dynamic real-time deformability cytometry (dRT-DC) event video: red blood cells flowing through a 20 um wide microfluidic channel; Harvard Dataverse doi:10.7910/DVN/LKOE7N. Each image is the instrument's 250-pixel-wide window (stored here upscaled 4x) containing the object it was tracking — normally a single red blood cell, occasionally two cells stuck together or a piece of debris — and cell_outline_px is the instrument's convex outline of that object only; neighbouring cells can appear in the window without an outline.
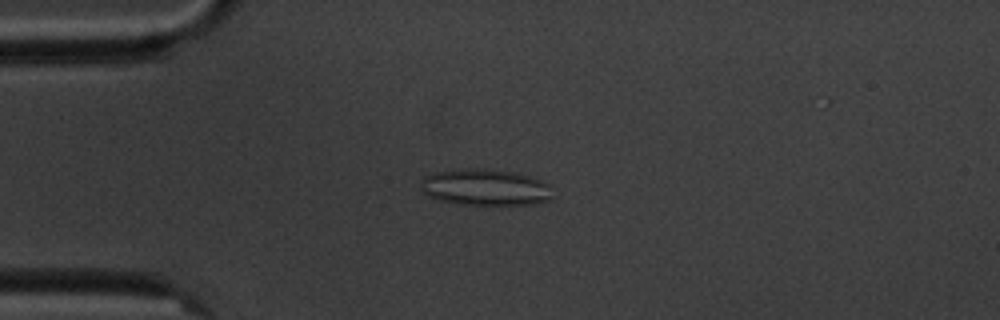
{"species": "common noctule bat (a hibernating species)", "species_latin": "Nyctalus noctula", "temperature_condition": "cold", "stored_images_in_passage": 7, "camera_frame_rate_fps": 3000, "um_per_image_px": 0.085, "animal": {"sex": "male", "body_mass_g": 20.1, "forearm_length_mm": 53.5}, "frame": {"image": 1, "passage_image": 4, "time_ms": 4.333, "image_size_px": [1000, 320], "cell_outline_px": [[552, 200], [532, 204], [460, 204], [440, 200], [428, 196], [420, 192], [420, 188], [424, 176], [432, 172], [468, 168], [488, 168], [516, 172], [552, 184]], "centroid_in_image_um": [41.26, 15.91], "position_along_channel_um": 43.7, "area_um2": 28.38}}
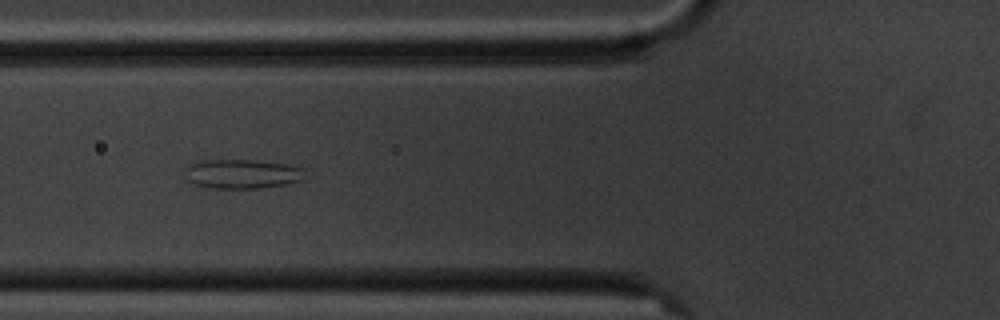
{"frame": {"image": 2, "passage_image": 6, "time_ms": 6.667, "image_size_px": [1000, 320], "cell_outline_px": [[304, 180], [284, 184], [260, 188], [212, 188], [192, 184], [188, 180], [184, 168], [196, 160], [252, 160], [288, 164], [304, 168]], "centroid_in_image_um": [20.56, 14.77], "position_along_channel_um": 105.2, "area_um2": 20.63}}